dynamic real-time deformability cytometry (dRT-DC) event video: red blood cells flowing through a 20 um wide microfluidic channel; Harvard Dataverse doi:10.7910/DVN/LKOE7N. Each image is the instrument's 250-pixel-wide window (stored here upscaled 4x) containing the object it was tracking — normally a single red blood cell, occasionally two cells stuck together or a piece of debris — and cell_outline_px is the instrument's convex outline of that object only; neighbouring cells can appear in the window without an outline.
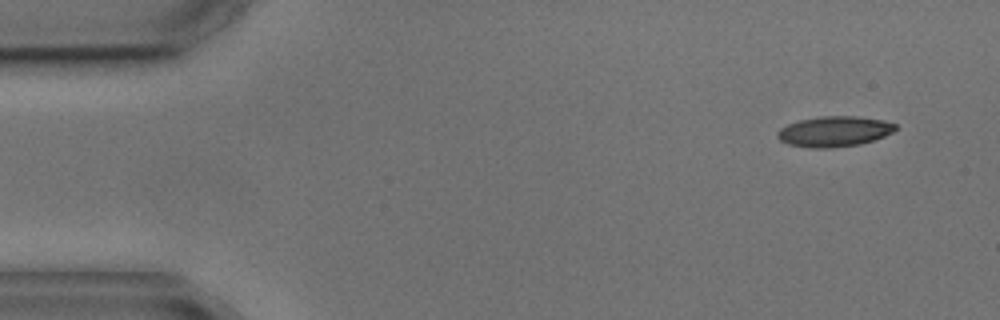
{"species": "common noctule bat (a hibernating species)", "species_latin": "Nyctalus noctula", "temperature_condition": "cold", "stored_images_in_passage": 5, "segment_of_instrument_passage": [1, 2], "camera_frame_rate_fps": 3000, "um_per_image_px": 0.085, "animal": {"sex": "male", "body_mass_g": 17.9, "forearm_length_mm": 54.2}, "frame": {"image": 1, "passage_image": 1, "time_ms": 0.0, "image_size_px": [1000, 320], "cell_outline_px": [[896, 128], [892, 132], [884, 136], [860, 144], [828, 148], [816, 148], [788, 144], [780, 140], [776, 136], [776, 132], [780, 128], [788, 124], [800, 120], [820, 116], [856, 116], [884, 120], [896, 124]], "centroid_in_image_um": [70.9, 11.16], "position_along_channel_um": 14.1, "area_um2": 20.81}}
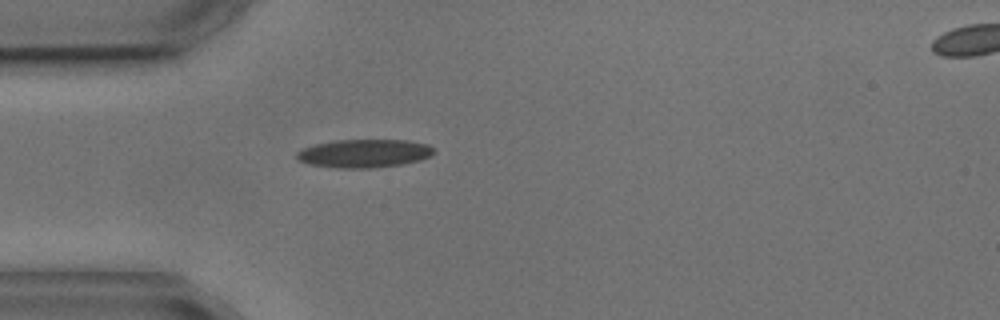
{"frame": {"image": 2, "passage_image": 4, "time_ms": 3.667, "image_size_px": [1000, 320], "cell_outline_px": [[436, 152], [432, 156], [420, 160], [400, 164], [372, 168], [340, 168], [308, 164], [300, 160], [296, 156], [296, 152], [304, 148], [316, 144], [332, 140], [408, 140], [428, 144]], "centroid_in_image_um": [30.98, 13.03], "position_along_channel_um": 54.0, "area_um2": 22.6}}